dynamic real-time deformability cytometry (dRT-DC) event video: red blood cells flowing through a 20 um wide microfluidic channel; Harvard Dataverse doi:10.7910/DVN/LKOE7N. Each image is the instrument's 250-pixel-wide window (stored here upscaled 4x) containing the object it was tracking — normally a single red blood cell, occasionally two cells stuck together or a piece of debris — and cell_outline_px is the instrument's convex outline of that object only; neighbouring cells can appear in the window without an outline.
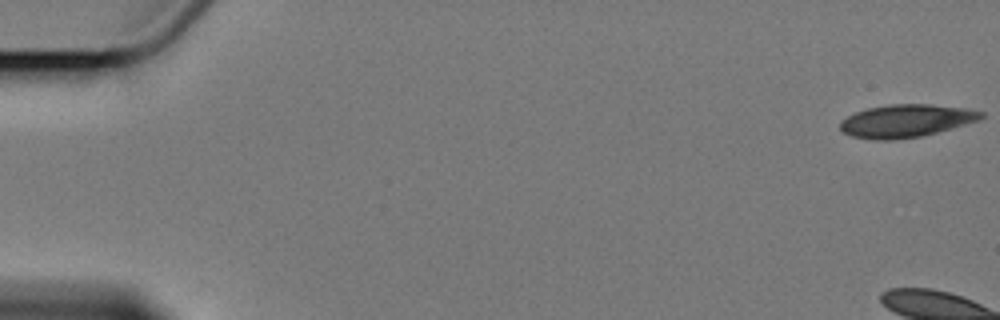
{"species": "Egyptian fruit bat (a non-hibernating species)", "species_latin": "Rousettus aegyptiacus", "temperature_condition": "cold", "stored_images_in_passage": 4, "camera_frame_rate_fps": 3000, "um_per_image_px": 0.085, "animal": {"sex": "female"}, "frame": {"image": 1, "passage_image": 1, "time_ms": 0.0, "image_size_px": [1000, 320], "cell_outline_px": [[984, 116], [980, 120], [936, 132], [920, 136], [892, 140], [872, 140], [852, 136], [844, 132], [840, 128], [840, 120], [856, 112], [868, 108], [888, 104], [928, 104], [968, 108], [984, 112]], "centroid_in_image_um": [77.02, 10.26], "position_along_channel_um": 8.0, "area_um2": 26.88}}